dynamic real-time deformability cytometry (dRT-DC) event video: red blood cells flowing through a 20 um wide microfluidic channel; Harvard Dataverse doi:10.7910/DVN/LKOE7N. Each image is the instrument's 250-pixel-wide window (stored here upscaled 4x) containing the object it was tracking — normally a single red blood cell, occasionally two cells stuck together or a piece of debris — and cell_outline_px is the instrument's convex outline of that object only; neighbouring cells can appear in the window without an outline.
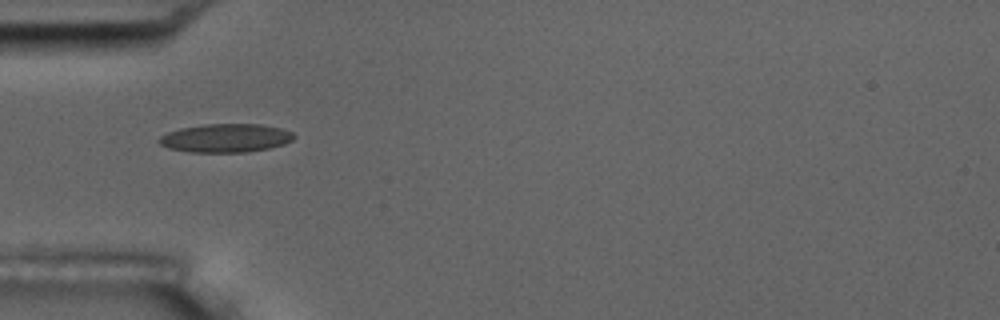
{"species": "common noctule bat (a hibernating species)", "species_latin": "Nyctalus noctula", "temperature_condition": "room temperature", "stored_images_in_passage": 7, "camera_frame_rate_fps": 3000, "um_per_image_px": 0.085, "animal": {"sex": "male", "body_mass_g": 17.5, "forearm_length_mm": 52.3}, "frame": {"image": 1, "passage_image": 1, "time_ms": 0.0, "image_size_px": [1000, 320], "cell_outline_px": [[296, 136], [292, 140], [284, 144], [268, 148], [248, 152], [192, 152], [168, 148], [160, 144], [156, 140], [160, 136], [168, 132], [180, 128], [204, 124], [260, 124], [280, 128], [292, 132]], "centroid_in_image_um": [19.17, 11.73], "position_along_channel_um": 65.8, "area_um2": 22.43}}
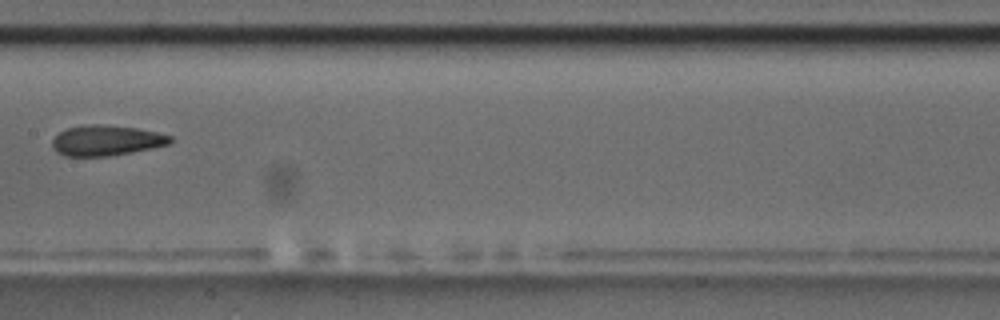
{"frame": {"image": 2, "passage_image": 4, "time_ms": 3.667, "image_size_px": [1000, 320], "cell_outline_px": [[172, 140], [168, 144], [152, 148], [132, 152], [108, 156], [64, 156], [56, 152], [52, 148], [52, 140], [60, 132], [68, 128], [88, 124], [100, 124], [136, 128], [156, 132], [172, 136]], "centroid_in_image_um": [9.01, 11.94], "position_along_channel_um": 198.4, "area_um2": 20.81}}
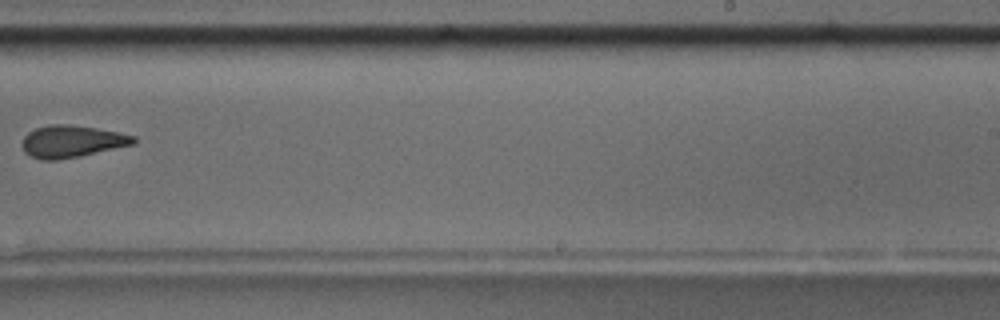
{"frame": {"image": 3, "passage_image": 6, "time_ms": 6.0, "image_size_px": [1000, 320], "cell_outline_px": [[136, 140], [132, 144], [80, 156], [56, 160], [40, 160], [24, 152], [20, 144], [24, 136], [28, 132], [36, 128], [48, 124], [68, 124], [96, 128], [136, 136]], "centroid_in_image_um": [6.04, 12.01], "position_along_channel_um": 283.0, "area_um2": 20.75}}